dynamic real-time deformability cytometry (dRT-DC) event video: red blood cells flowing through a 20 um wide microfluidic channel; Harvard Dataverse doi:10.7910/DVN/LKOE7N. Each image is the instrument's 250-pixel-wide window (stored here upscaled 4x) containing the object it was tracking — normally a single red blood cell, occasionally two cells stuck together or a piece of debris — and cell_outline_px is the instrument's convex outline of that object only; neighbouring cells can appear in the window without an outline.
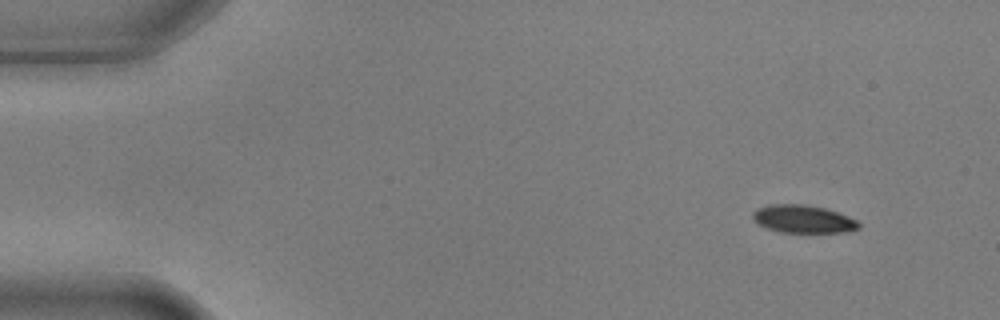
{"species": "common noctule bat (a hibernating species)", "species_latin": "Nyctalus noctula", "temperature_condition": "warm", "stored_images_in_passage": 5, "camera_frame_rate_fps": 3000, "um_per_image_px": 0.085, "animal": {"sex": "male", "body_mass_g": 17.9, "forearm_length_mm": 54.2}, "frame": {"image": 1, "passage_image": 1, "time_ms": 0.0, "image_size_px": [1000, 320], "cell_outline_px": [[860, 228], [844, 232], [780, 232], [768, 228], [752, 220], [752, 212], [756, 208], [768, 204], [808, 204], [824, 208], [848, 216], [856, 220], [860, 224]], "centroid_in_image_um": [68.23, 18.6], "position_along_channel_um": 16.8, "area_um2": 17.22}}
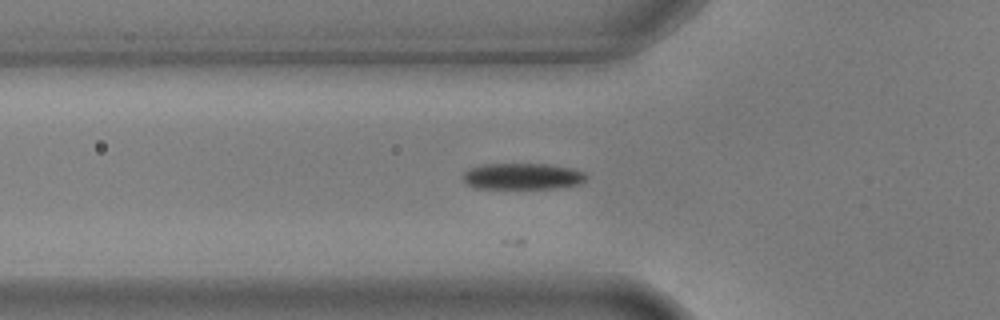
{"frame": {"image": 2, "passage_image": 5, "time_ms": 1.333, "image_size_px": [1000, 320], "cell_outline_px": [[588, 176], [580, 184], [556, 188], [472, 188], [464, 180], [464, 172], [468, 168], [484, 164], [548, 164], [572, 168], [584, 172]], "centroid_in_image_um": [44.42, 14.98], "position_along_channel_um": 81.4, "area_um2": 18.9}}